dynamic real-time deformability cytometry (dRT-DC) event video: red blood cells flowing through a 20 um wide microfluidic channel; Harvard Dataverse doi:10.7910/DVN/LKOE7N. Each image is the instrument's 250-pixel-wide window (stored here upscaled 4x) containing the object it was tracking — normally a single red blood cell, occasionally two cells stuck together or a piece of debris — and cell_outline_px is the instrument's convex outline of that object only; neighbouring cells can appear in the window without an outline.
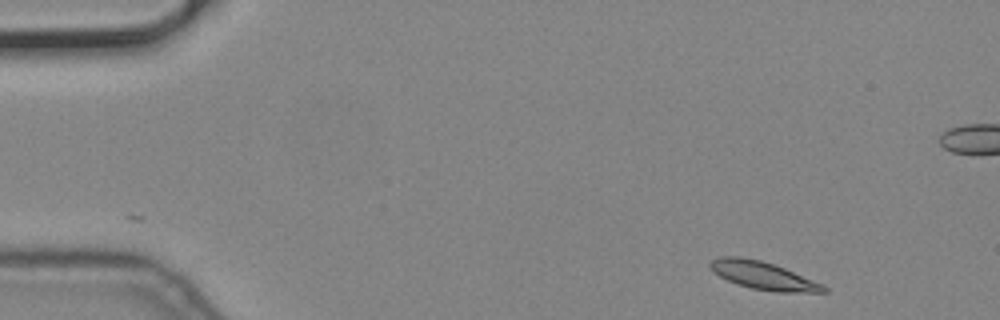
{"species": "common noctule bat (a hibernating species)", "species_latin": "Nyctalus noctula", "temperature_condition": "cold", "stored_images_in_passage": 5, "camera_frame_rate_fps": 3000, "um_per_image_px": 0.085, "animal": {"sex": "male", "body_mass_g": 19.2, "forearm_length_mm": 51.8}, "frame": {"image": 1, "passage_image": 1, "time_ms": 0.0, "image_size_px": [1000, 320], "cell_outline_px": [[828, 292], [776, 292], [752, 288], [728, 280], [712, 272], [708, 264], [712, 260], [720, 256], [740, 256], [760, 260], [784, 268], [824, 284], [828, 288]], "centroid_in_image_um": [64.88, 23.42], "position_along_channel_um": 20.1, "area_um2": 18.32}}
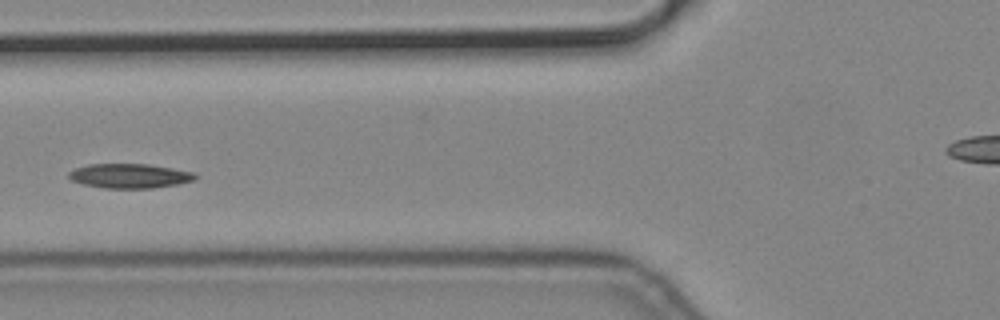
{"frame": {"image": 2, "passage_image": 5, "time_ms": 1.333, "image_size_px": [1000, 320], "cell_outline_px": [[200, 176], [196, 180], [176, 184], [152, 188], [104, 188], [84, 184], [72, 180], [68, 176], [68, 172], [76, 168], [88, 164], [148, 164], [196, 172]], "centroid_in_image_um": [11.07, 14.94], "position_along_channel_um": 114.7, "area_um2": 18.09}}